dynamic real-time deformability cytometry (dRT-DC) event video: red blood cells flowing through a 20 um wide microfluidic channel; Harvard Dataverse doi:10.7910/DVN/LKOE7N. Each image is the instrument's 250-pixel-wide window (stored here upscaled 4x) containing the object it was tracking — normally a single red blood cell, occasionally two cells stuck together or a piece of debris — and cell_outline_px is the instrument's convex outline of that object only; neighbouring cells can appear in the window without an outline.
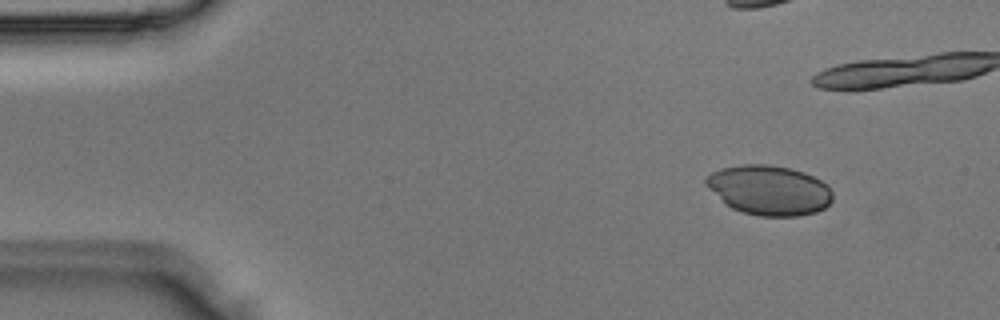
{"species": "Egyptian fruit bat (a non-hibernating species)", "species_latin": "Rousettus aegyptiacus", "temperature_condition": "room temperature", "stored_images_in_passage": 4, "camera_frame_rate_fps": 3000, "um_per_image_px": 0.085, "animal": {"sex": "male"}, "frame": {"image": 1, "passage_image": 1, "time_ms": 0.0, "image_size_px": [1000, 320], "cell_outline_px": [[832, 200], [824, 208], [816, 212], [796, 216], [760, 216], [744, 212], [732, 208], [708, 188], [704, 184], [704, 180], [712, 172], [720, 168], [740, 164], [768, 164], [792, 168], [804, 172], [828, 184], [832, 192]], "centroid_in_image_um": [65.39, 16.15], "position_along_channel_um": 19.6, "area_um2": 36.7}}